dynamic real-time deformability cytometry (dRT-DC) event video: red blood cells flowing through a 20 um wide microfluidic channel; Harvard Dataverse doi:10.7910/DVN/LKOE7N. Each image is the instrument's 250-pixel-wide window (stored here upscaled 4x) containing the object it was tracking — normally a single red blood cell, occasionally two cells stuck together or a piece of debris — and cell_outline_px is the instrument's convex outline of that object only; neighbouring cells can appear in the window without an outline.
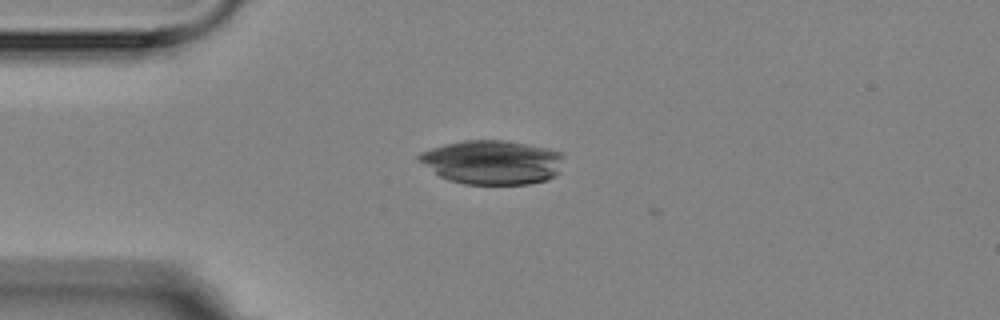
{"species": "Egyptian fruit bat (a non-hibernating species)", "species_latin": "Rousettus aegyptiacus", "temperature_condition": "room temperature", "stored_images_in_passage": 6, "camera_frame_rate_fps": 3000, "um_per_image_px": 0.085, "animal": {"sex": "female"}, "frame": {"image": 1, "passage_image": 4, "time_ms": 3.333, "image_size_px": [1000, 320], "cell_outline_px": [[564, 156], [556, 172], [548, 180], [528, 184], [464, 184], [448, 180], [440, 176], [424, 164], [416, 156], [420, 152], [432, 148], [464, 140], [500, 140], [548, 148], [560, 152]], "centroid_in_image_um": [41.83, 13.79], "position_along_channel_um": 43.2, "area_um2": 36.7}}